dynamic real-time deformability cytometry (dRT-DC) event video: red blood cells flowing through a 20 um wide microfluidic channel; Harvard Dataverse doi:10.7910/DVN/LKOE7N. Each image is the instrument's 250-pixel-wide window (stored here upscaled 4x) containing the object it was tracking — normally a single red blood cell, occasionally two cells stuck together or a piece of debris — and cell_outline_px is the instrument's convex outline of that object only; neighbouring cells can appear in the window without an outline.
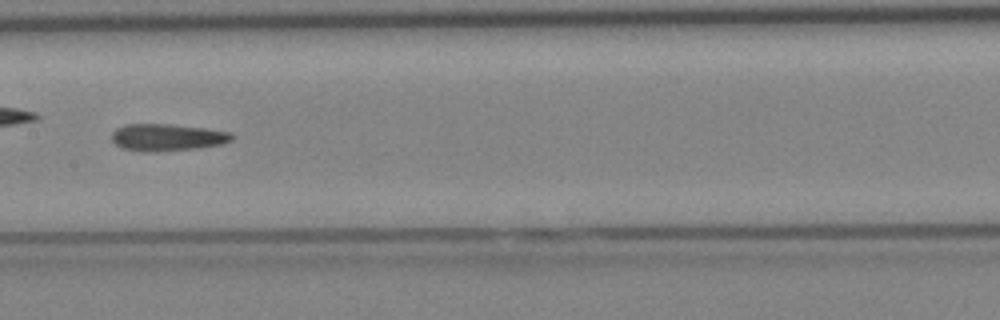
{"species": "Egyptian fruit bat (a non-hibernating species)", "species_latin": "Rousettus aegyptiacus", "temperature_condition": "cold", "stored_images_in_passage": 27, "camera_frame_rate_fps": 3000, "um_per_image_px": 0.085, "animal": {"sex": "female"}, "frame": {"image": 1, "passage_image": 8, "time_ms": 2.333, "image_size_px": [1000, 320], "cell_outline_px": [[236, 136], [232, 140], [220, 144], [196, 148], [156, 152], [120, 148], [112, 140], [112, 132], [116, 128], [124, 124], [168, 124], [204, 128], [232, 132]], "centroid_in_image_um": [14.22, 11.66], "position_along_channel_um": 193.2, "area_um2": 18.9}}
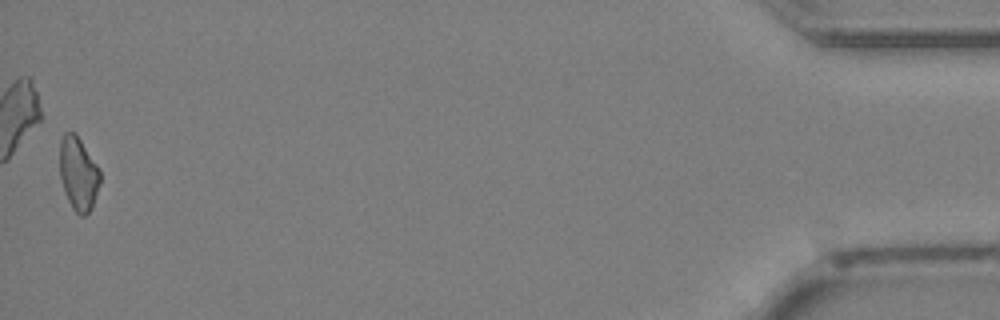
{"frame": {"image": 2, "passage_image": 27, "time_ms": 8.667, "image_size_px": [1000, 320], "cell_outline_px": [[100, 184], [92, 208], [84, 216], [80, 216], [72, 208], [68, 200], [60, 176], [60, 140], [64, 132], [72, 132], [80, 140], [100, 168]], "centroid_in_image_um": [6.67, 14.78], "position_along_channel_um": 428.5, "area_um2": 17.17}}